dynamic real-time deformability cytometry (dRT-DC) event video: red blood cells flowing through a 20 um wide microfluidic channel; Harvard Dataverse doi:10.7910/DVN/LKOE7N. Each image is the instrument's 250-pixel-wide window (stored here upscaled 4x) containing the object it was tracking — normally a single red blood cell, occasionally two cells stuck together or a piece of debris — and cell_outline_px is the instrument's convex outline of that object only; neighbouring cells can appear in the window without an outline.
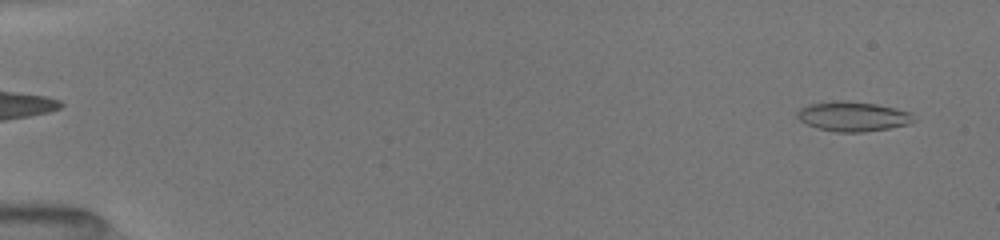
{"species": "common noctule bat (a hibernating species)", "species_latin": "Nyctalus noctula", "temperature_condition": "room temperature", "stored_images_in_passage": 14, "camera_frame_rate_fps": 3000, "um_per_image_px": 0.085, "animal": {"sex": "female", "body_mass_g": 19.5, "forearm_length_mm": 54.1}, "frame": {"image": 1, "passage_image": 3, "time_ms": 0.667, "image_size_px": [1000, 240], "cell_outline_px": [[916, 120], [908, 124], [888, 128], [864, 132], [836, 132], [816, 128], [800, 120], [796, 116], [796, 112], [800, 108], [808, 104], [832, 100], [844, 100], [876, 104], [896, 108], [912, 112]], "centroid_in_image_um": [72.49, 9.88], "position_along_channel_um": 12.5, "area_um2": 20.4}}